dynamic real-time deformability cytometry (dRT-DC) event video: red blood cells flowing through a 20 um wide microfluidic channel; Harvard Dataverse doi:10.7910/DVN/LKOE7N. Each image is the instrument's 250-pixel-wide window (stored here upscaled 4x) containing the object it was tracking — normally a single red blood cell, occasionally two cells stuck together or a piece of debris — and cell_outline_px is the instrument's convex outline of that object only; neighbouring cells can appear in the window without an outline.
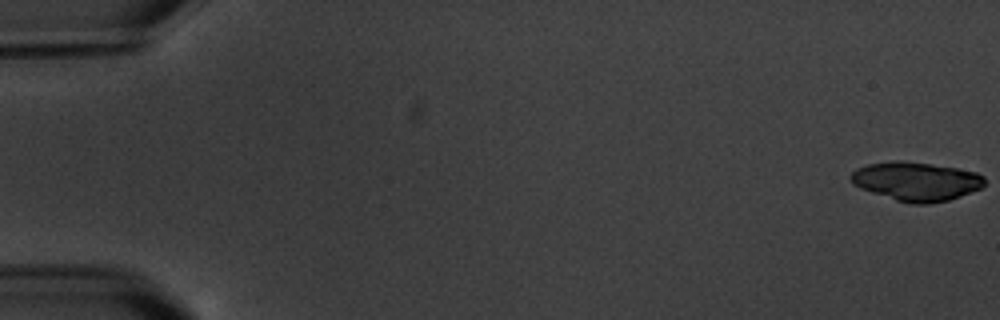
{"species": "common noctule bat (a hibernating species)", "species_latin": "Nyctalus noctula", "temperature_condition": "warm", "stored_images_in_passage": 6, "camera_frame_rate_fps": 3000, "um_per_image_px": 0.085, "animal": {"sex": "male", "body_mass_g": 20.1, "forearm_length_mm": 53.5}, "frame": {"image": 1, "passage_image": 1, "time_ms": 0.0, "image_size_px": [1000, 320], "cell_outline_px": [[984, 184], [980, 188], [960, 196], [948, 200], [928, 204], [908, 204], [860, 188], [852, 184], [848, 176], [856, 168], [868, 164], [896, 160], [900, 160], [932, 164], [956, 168], [976, 172], [984, 176]], "centroid_in_image_um": [77.84, 15.41], "position_along_channel_um": 7.2, "area_um2": 30.29}}
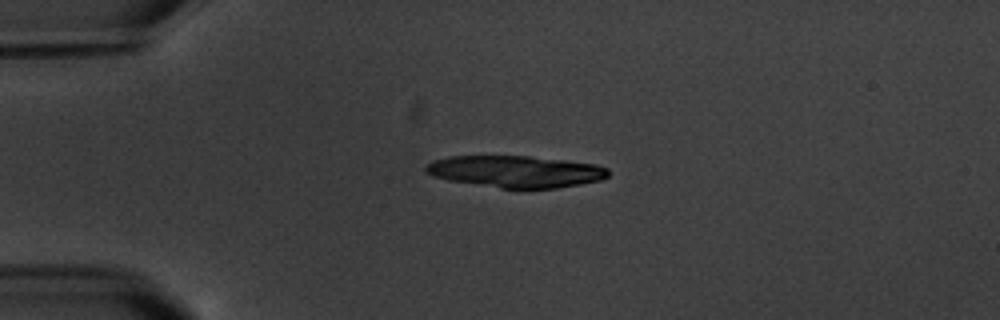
{"frame": {"image": 2, "passage_image": 5, "time_ms": 4.667, "image_size_px": [1000, 320], "cell_outline_px": [[608, 176], [600, 180], [580, 184], [556, 188], [500, 188], [448, 180], [432, 176], [424, 172], [424, 168], [432, 160], [448, 156], [528, 156], [564, 160], [596, 164], [608, 168]], "centroid_in_image_um": [43.8, 14.57], "position_along_channel_um": 41.2, "area_um2": 33.81}}